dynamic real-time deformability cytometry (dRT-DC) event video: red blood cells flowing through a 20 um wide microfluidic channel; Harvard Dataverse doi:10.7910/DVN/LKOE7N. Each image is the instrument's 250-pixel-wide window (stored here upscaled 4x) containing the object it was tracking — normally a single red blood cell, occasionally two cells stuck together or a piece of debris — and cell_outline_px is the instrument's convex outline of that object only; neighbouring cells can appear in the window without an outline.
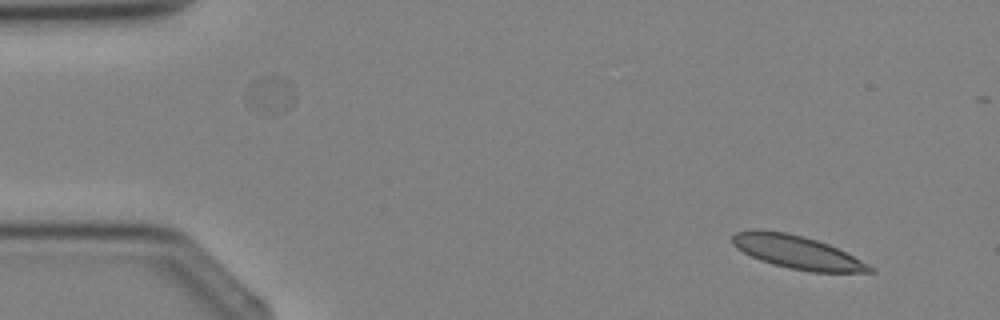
{"species": "Egyptian fruit bat (a non-hibernating species)", "species_latin": "Rousettus aegyptiacus", "temperature_condition": "cold", "stored_images_in_passage": 4, "camera_frame_rate_fps": 3000, "um_per_image_px": 0.085, "animal": {"sex": "female"}, "frame": {"image": 1, "passage_image": 1, "time_ms": 0.0, "image_size_px": [1000, 320], "cell_outline_px": [[876, 272], [812, 272], [788, 268], [772, 264], [760, 260], [736, 248], [732, 244], [732, 236], [736, 232], [752, 228], [756, 228], [784, 232], [804, 236], [828, 244], [876, 268]], "centroid_in_image_um": [67.71, 21.42], "position_along_channel_um": 17.3, "area_um2": 26.53}}
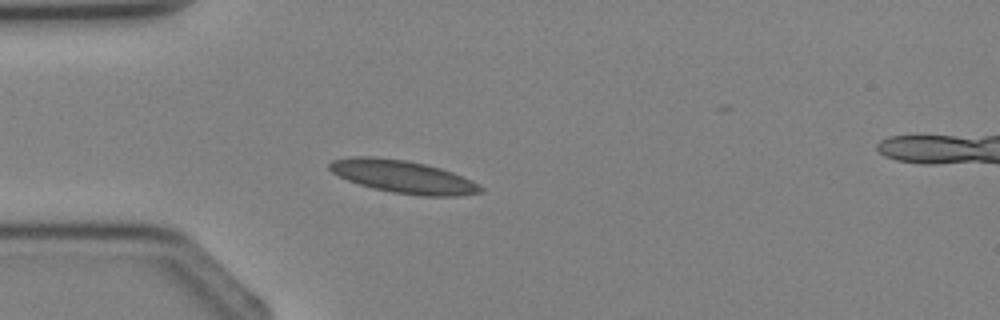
{"frame": {"image": 2, "passage_image": 3, "time_ms": 2.333, "image_size_px": [1000, 320], "cell_outline_px": [[484, 192], [456, 196], [420, 196], [392, 192], [372, 188], [348, 180], [332, 172], [328, 168], [328, 164], [332, 160], [352, 156], [372, 156], [404, 160], [424, 164], [440, 168], [452, 172], [472, 180], [484, 188]], "centroid_in_image_um": [34.27, 15.02], "position_along_channel_um": 50.7, "area_um2": 28.78}}